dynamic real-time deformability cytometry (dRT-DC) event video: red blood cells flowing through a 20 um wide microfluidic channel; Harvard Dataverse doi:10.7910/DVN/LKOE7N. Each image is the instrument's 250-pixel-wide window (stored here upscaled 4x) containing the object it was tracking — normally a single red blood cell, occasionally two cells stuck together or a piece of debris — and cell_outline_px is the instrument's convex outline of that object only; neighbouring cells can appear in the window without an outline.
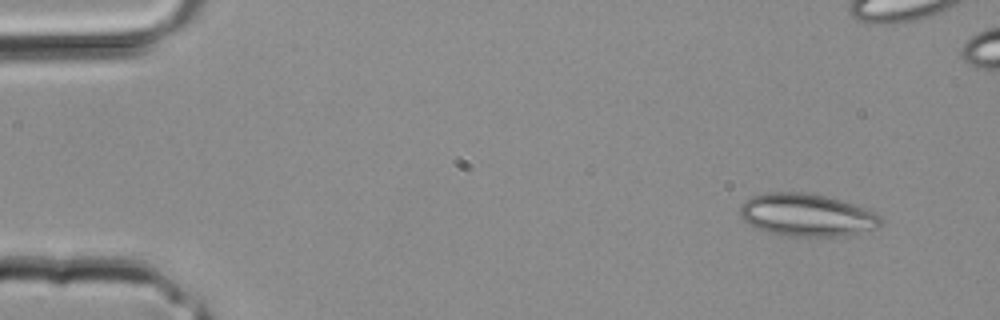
{"species": "common noctule bat (a hibernating species)", "species_latin": "Nyctalus noctula", "temperature_condition": "room temperature", "stored_images_in_passage": 4, "camera_frame_rate_fps": 3000, "um_per_image_px": 0.085, "animal": {"sex": "male", "body_mass_g": 20.4}, "frame": {"image": 1, "passage_image": 1, "time_ms": 0.0, "image_size_px": [1000, 320], "cell_outline_px": [[884, 224], [876, 228], [836, 236], [784, 236], [768, 232], [756, 228], [748, 224], [740, 216], [740, 208], [744, 200], [748, 196], [764, 192], [804, 192], [824, 196], [840, 200], [876, 212], [884, 220]], "centroid_in_image_um": [68.53, 18.26], "position_along_channel_um": 16.5, "area_um2": 35.03}}